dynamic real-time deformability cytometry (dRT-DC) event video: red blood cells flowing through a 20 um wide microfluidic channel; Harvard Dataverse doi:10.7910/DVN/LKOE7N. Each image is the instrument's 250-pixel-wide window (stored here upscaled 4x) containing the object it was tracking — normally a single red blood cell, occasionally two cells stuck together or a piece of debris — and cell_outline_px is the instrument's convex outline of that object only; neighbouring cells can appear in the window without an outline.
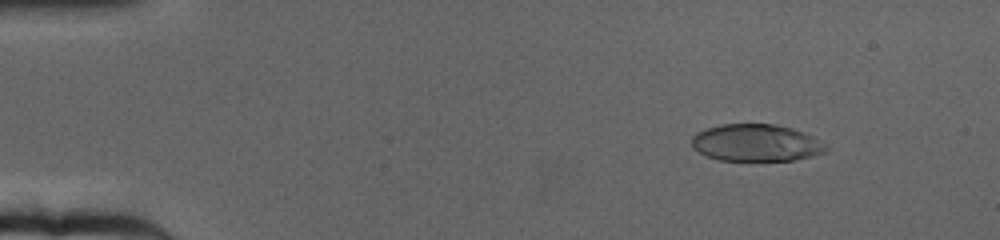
{"species": "human", "species_latin": "Homo sapiens", "temperature_condition": "cold", "stored_images_in_passage": 65, "camera_frame_rate_fps": 3000, "um_per_image_px": 0.085, "donor": {"sex": "female"}, "frame": {"image": 1, "passage_image": 8, "time_ms": 2.333, "image_size_px": [1000, 240], "cell_outline_px": [[828, 152], [796, 160], [720, 160], [708, 156], [692, 148], [692, 136], [696, 132], [720, 124], [776, 124], [792, 128], [804, 132], [828, 144]], "centroid_in_image_um": [64.32, 12.13], "position_along_channel_um": 20.7, "area_um2": 29.19}}
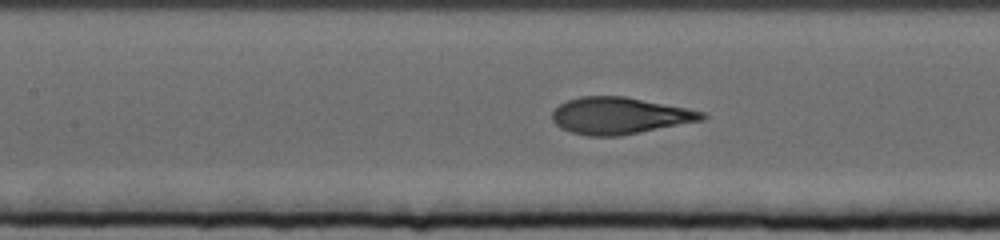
{"frame": {"image": 2, "passage_image": 30, "time_ms": 9.667, "image_size_px": [1000, 240], "cell_outline_px": [[708, 116], [704, 120], [620, 136], [588, 136], [572, 132], [560, 128], [552, 120], [552, 112], [560, 104], [568, 100], [580, 96], [624, 96], [704, 112]], "centroid_in_image_um": [52.65, 9.84], "position_along_channel_um": 154.8, "area_um2": 31.91}}
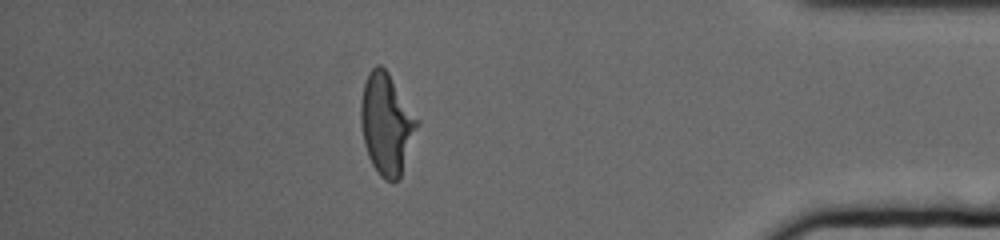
{"frame": {"image": 3, "passage_image": 57, "time_ms": 18.667, "image_size_px": [1000, 240], "cell_outline_px": [[420, 124], [400, 176], [392, 184], [384, 180], [380, 176], [372, 164], [368, 156], [364, 144], [360, 124], [360, 100], [364, 84], [368, 72], [376, 64], [380, 64], [388, 72], [420, 120]], "centroid_in_image_um": [32.86, 10.53], "position_along_channel_um": 402.3, "area_um2": 33.58}, "authors_computed_cell_mechanics": {"area_um2": 32.079, "velocity_mm_per_s": 3.1547, "shape_relaxation_time_tau1_ms": 5.0431, "shape_relaxation_time_tau2_ms": null, "deformation_change_tau1": 0.2153, "deformation_change_tau2": null}}